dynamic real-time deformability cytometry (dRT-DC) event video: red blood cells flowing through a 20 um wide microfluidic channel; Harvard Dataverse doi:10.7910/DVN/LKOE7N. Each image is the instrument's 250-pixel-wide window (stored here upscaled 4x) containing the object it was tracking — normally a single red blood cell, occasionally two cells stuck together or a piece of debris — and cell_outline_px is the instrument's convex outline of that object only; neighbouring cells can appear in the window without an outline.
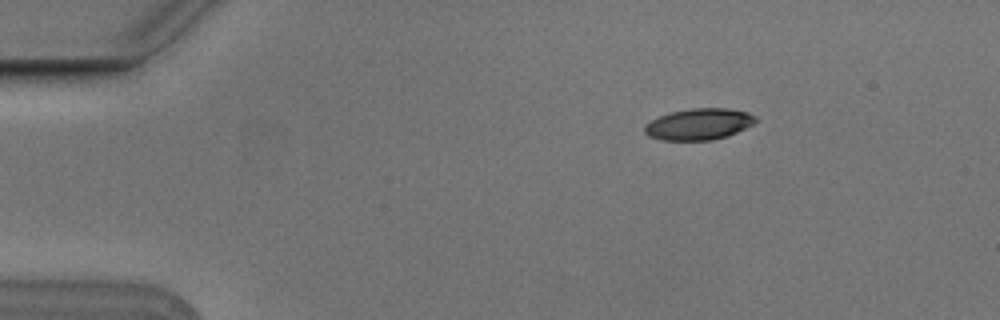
{"species": "Egyptian fruit bat (a non-hibernating species)", "species_latin": "Rousettus aegyptiacus", "temperature_condition": "cold", "stored_images_in_passage": 3, "camera_frame_rate_fps": 3000, "um_per_image_px": 0.085, "animal": {"sex": "male"}, "frame": {"image": 1, "passage_image": 1, "time_ms": 0.0, "image_size_px": [1000, 320], "cell_outline_px": [[756, 120], [752, 124], [728, 136], [712, 140], [664, 140], [648, 136], [644, 132], [644, 124], [660, 116], [672, 112], [692, 108], [728, 108], [748, 112], [756, 116]], "centroid_in_image_um": [59.4, 10.55], "position_along_channel_um": 25.6, "area_um2": 20.17}}